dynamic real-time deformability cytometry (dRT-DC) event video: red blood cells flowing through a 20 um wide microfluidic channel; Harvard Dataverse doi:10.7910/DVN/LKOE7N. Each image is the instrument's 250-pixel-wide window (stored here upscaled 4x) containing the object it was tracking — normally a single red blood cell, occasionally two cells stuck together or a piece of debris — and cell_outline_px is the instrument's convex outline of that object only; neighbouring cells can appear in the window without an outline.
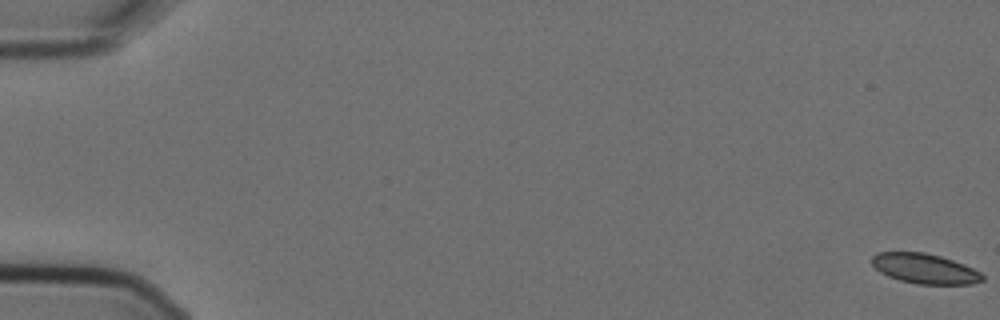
{"species": "Egyptian fruit bat (a non-hibernating species)", "species_latin": "Rousettus aegyptiacus", "temperature_condition": "cold", "stored_images_in_passage": 4, "camera_frame_rate_fps": 3000, "um_per_image_px": 0.085, "animal": {"sex": "female"}, "frame": {"image": 1, "passage_image": 1, "time_ms": 0.0, "image_size_px": [1000, 320], "cell_outline_px": [[984, 280], [972, 284], [916, 284], [900, 280], [888, 276], [880, 272], [872, 264], [872, 256], [876, 252], [924, 252], [940, 256], [964, 264], [980, 272], [984, 276]], "centroid_in_image_um": [78.6, 22.83], "position_along_channel_um": 6.4, "area_um2": 19.31}}